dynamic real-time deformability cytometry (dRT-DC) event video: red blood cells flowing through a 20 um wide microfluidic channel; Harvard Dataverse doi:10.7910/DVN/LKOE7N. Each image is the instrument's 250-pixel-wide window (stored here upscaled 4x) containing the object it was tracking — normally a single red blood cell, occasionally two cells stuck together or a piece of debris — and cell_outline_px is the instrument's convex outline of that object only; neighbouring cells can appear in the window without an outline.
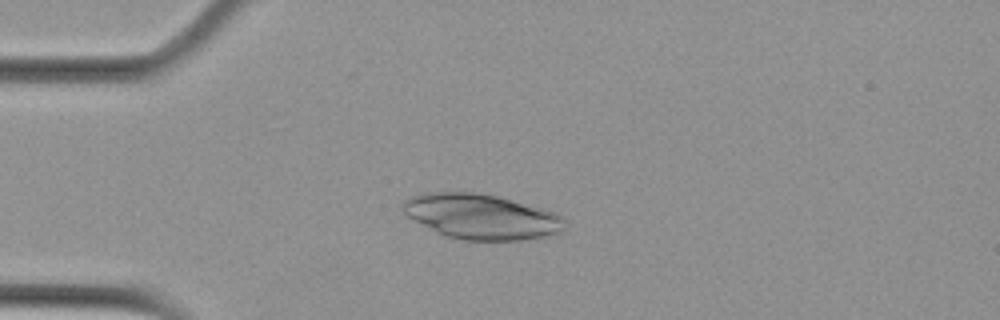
{"species": "Egyptian fruit bat (a non-hibernating species)", "species_latin": "Rousettus aegyptiacus", "temperature_condition": "cold", "stored_images_in_passage": 6, "camera_frame_rate_fps": 3000, "um_per_image_px": 0.085, "animal": {"sex": "female"}, "frame": {"image": 1, "passage_image": 3, "time_ms": 0.667, "image_size_px": [1000, 320], "cell_outline_px": [[564, 220], [556, 236], [520, 240], [464, 240], [448, 236], [436, 232], [408, 216], [400, 208], [404, 200], [412, 196], [428, 192], [476, 192], [496, 196], [512, 200], [556, 212], [564, 216]], "centroid_in_image_um": [40.92, 18.41], "position_along_channel_um": 44.1, "area_um2": 42.43}}
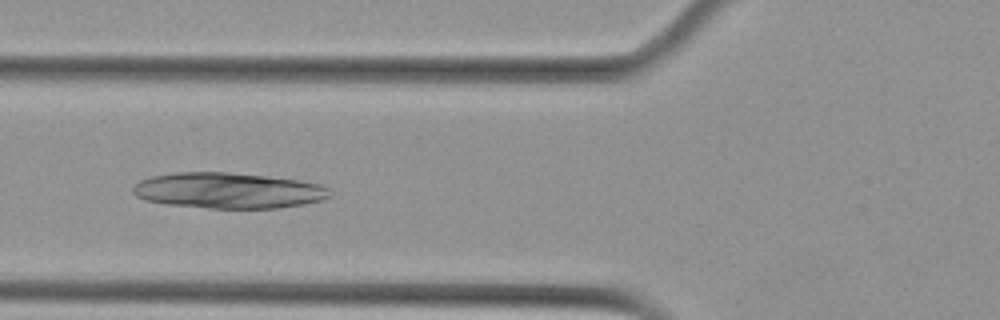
{"frame": {"image": 2, "passage_image": 5, "time_ms": 1.333, "image_size_px": [1000, 320], "cell_outline_px": [[332, 192], [328, 196], [320, 200], [304, 204], [280, 208], [208, 208], [168, 204], [144, 200], [136, 196], [132, 192], [132, 188], [140, 180], [152, 176], [176, 172], [228, 172], [300, 180], [320, 184], [328, 188]], "centroid_in_image_um": [19.38, 16.19], "position_along_channel_um": 106.4, "area_um2": 40.98}}
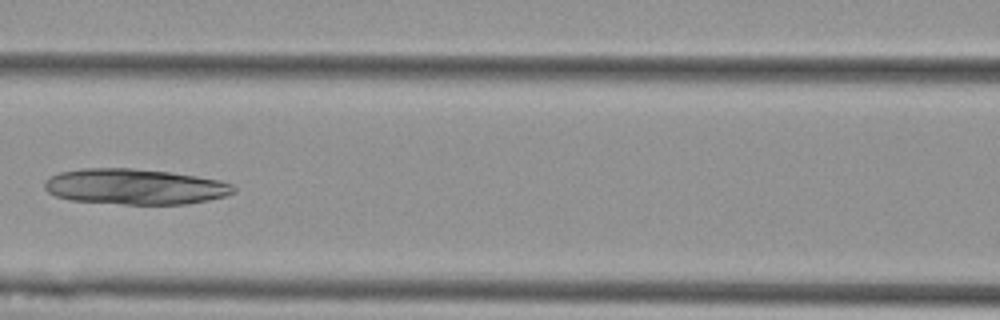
{"frame": {"image": 3, "passage_image": 6, "time_ms": 1.667, "image_size_px": [1000, 320], "cell_outline_px": [[236, 192], [224, 196], [208, 200], [184, 204], [124, 204], [72, 200], [56, 196], [48, 192], [44, 188], [44, 184], [52, 176], [60, 172], [80, 168], [132, 168], [172, 172], [220, 180], [232, 184], [236, 188]], "centroid_in_image_um": [11.49, 15.86], "position_along_channel_um": 155.1, "area_um2": 39.19}}